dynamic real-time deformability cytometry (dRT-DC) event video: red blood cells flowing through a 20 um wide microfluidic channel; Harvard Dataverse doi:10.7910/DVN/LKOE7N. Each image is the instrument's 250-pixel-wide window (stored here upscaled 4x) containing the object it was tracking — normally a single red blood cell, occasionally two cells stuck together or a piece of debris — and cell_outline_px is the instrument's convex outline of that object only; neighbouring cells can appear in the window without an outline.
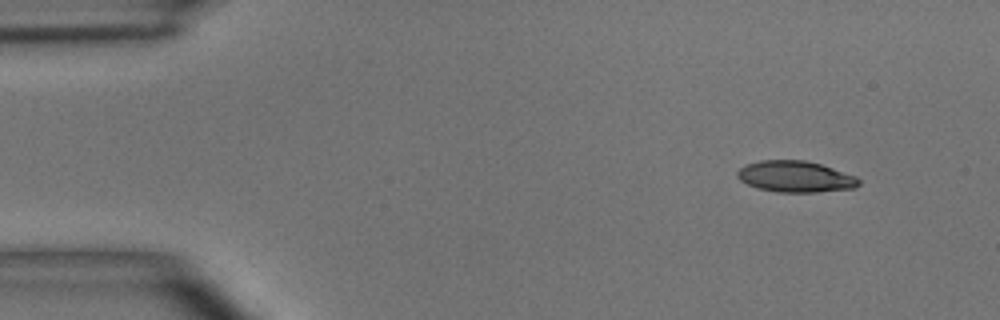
{"species": "common noctule bat (a hibernating species)", "species_latin": "Nyctalus noctula", "temperature_condition": "room temperature", "stored_images_in_passage": 3, "camera_frame_rate_fps": 3000, "um_per_image_px": 0.085, "animal": {"sex": "male", "body_mass_g": 15.6}, "frame": {"image": 1, "passage_image": 1, "time_ms": 0.0, "image_size_px": [1000, 320], "cell_outline_px": [[860, 184], [856, 188], [816, 192], [776, 192], [756, 188], [740, 180], [736, 176], [736, 172], [744, 164], [760, 160], [804, 160], [820, 164], [856, 176], [860, 180]], "centroid_in_image_um": [67.58, 15.01], "position_along_channel_um": 17.4, "area_um2": 22.25}}